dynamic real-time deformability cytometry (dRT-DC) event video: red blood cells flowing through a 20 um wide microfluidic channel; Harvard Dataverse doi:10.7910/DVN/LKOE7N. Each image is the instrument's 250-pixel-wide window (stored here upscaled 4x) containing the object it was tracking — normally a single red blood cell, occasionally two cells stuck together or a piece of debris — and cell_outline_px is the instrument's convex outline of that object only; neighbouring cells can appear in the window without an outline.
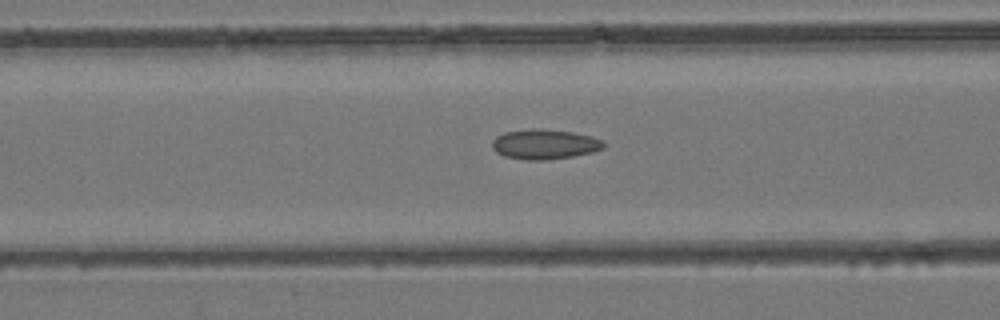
{"species": "common noctule bat (a hibernating species)", "species_latin": "Nyctalus noctula", "temperature_condition": "room temperature", "stored_images_in_passage": 49, "camera_frame_rate_fps": 3000, "um_per_image_px": 0.085, "animal": {"sex": "female", "body_mass_g": 24.6, "forearm_length_mm": 56.2}, "frame": {"image": 1, "passage_image": 20, "time_ms": 6.333, "image_size_px": [1000, 320], "cell_outline_px": [[604, 148], [592, 152], [572, 156], [544, 160], [524, 160], [504, 156], [496, 152], [492, 148], [492, 140], [496, 136], [504, 132], [532, 128], [540, 128], [572, 132], [592, 136], [604, 140]], "centroid_in_image_um": [46.27, 12.25], "position_along_channel_um": 120.3, "area_um2": 19.59}}
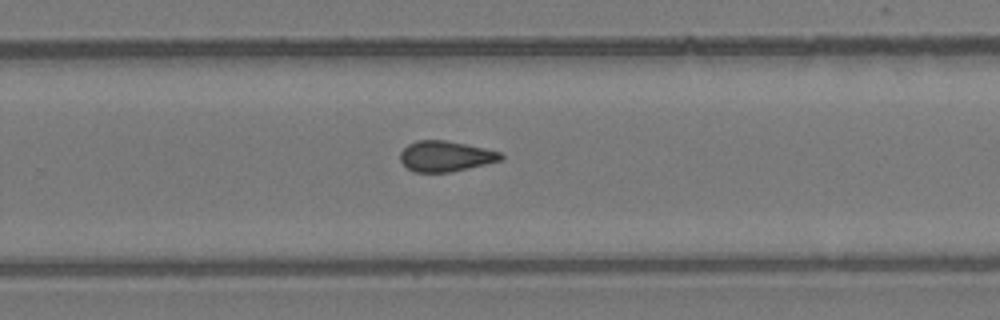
{"frame": {"image": 2, "passage_image": 32, "time_ms": 10.333, "image_size_px": [1000, 320], "cell_outline_px": [[504, 160], [452, 172], [412, 172], [400, 160], [400, 152], [408, 144], [416, 140], [444, 140], [484, 148], [500, 152], [504, 156]], "centroid_in_image_um": [37.88, 13.29], "position_along_channel_um": 291.9, "area_um2": 17.98}}
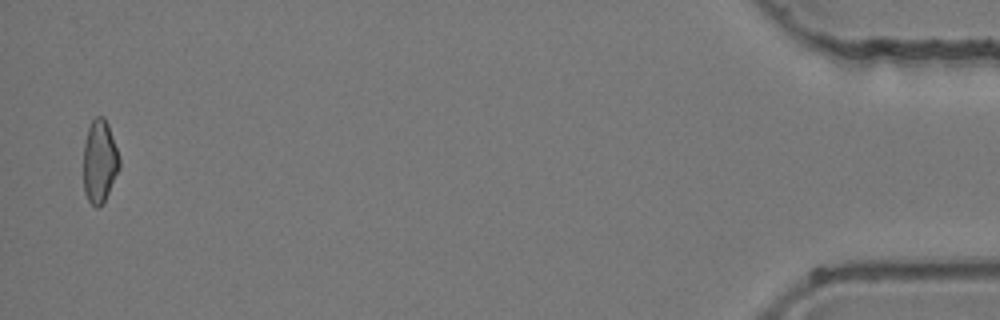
{"frame": {"image": 3, "passage_image": 48, "time_ms": 15.667, "image_size_px": [1000, 320], "cell_outline_px": [[120, 168], [104, 200], [96, 208], [88, 200], [84, 192], [84, 144], [88, 128], [92, 120], [96, 116], [104, 116], [108, 124], [120, 156]], "centroid_in_image_um": [8.47, 13.68], "position_along_channel_um": 426.7, "area_um2": 17.28}}